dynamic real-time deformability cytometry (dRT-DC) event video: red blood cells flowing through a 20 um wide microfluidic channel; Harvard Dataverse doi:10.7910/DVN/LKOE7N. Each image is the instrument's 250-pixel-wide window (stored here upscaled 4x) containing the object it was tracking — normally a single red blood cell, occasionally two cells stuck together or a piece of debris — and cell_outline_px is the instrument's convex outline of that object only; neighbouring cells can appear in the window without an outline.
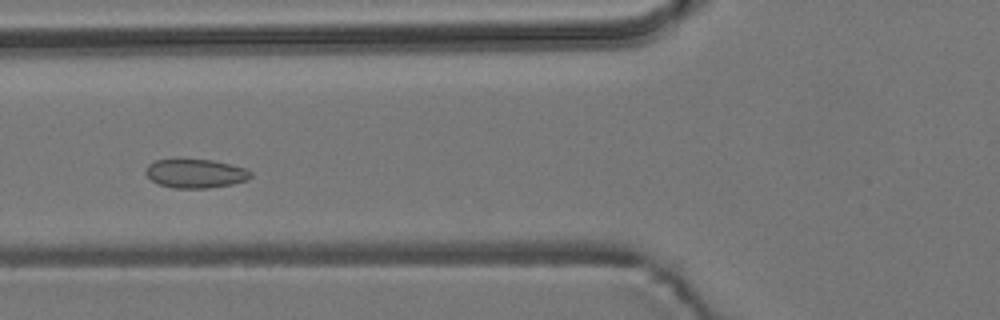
{"species": "common noctule bat (a hibernating species)", "species_latin": "Nyctalus noctula", "temperature_condition": "room temperature", "stored_images_in_passage": 5, "camera_frame_rate_fps": 3000, "um_per_image_px": 0.085, "animal": {"sex": "male", "body_mass_g": 19.2, "forearm_length_mm": 51.8}, "frame": {"image": 1, "passage_image": 5, "time_ms": 1.333, "image_size_px": [1000, 320], "cell_outline_px": [[252, 176], [248, 180], [232, 184], [208, 188], [172, 188], [160, 184], [152, 180], [144, 172], [148, 164], [156, 160], [212, 160], [232, 164], [244, 168], [252, 172]], "centroid_in_image_um": [16.64, 14.75], "position_along_channel_um": 109.2, "area_um2": 17.57}}